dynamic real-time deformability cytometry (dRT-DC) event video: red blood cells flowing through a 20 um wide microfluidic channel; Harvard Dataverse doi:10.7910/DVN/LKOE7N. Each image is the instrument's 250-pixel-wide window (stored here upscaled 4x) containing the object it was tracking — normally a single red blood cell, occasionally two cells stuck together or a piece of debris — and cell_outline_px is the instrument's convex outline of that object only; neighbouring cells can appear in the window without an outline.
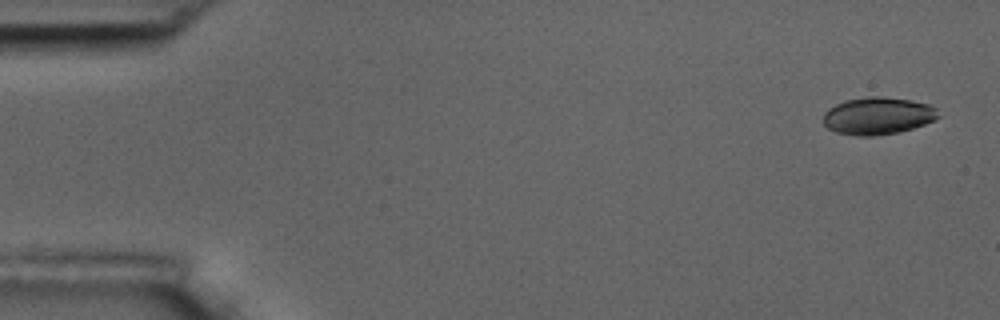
{"species": "common noctule bat (a hibernating species)", "species_latin": "Nyctalus noctula", "temperature_condition": "room temperature", "stored_images_in_passage": 6, "camera_frame_rate_fps": 3000, "um_per_image_px": 0.085, "animal": {"sex": "male", "body_mass_g": 17.5, "forearm_length_mm": 52.3}, "frame": {"image": 1, "passage_image": 1, "time_ms": 0.0, "image_size_px": [1000, 320], "cell_outline_px": [[940, 116], [924, 124], [900, 132], [872, 136], [860, 136], [836, 132], [828, 128], [824, 124], [824, 112], [828, 108], [844, 100], [868, 96], [884, 96], [912, 100], [928, 104], [936, 108]], "centroid_in_image_um": [74.6, 9.83], "position_along_channel_um": 10.4, "area_um2": 25.09}}
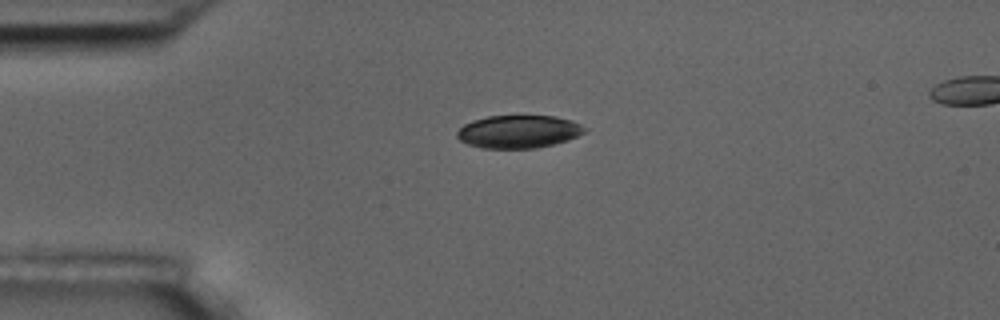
{"frame": {"image": 2, "passage_image": 4, "time_ms": 3.667, "image_size_px": [1000, 320], "cell_outline_px": [[588, 128], [584, 132], [568, 140], [536, 148], [484, 148], [468, 144], [460, 140], [456, 136], [456, 132], [464, 124], [472, 120], [488, 116], [556, 116], [572, 120]], "centroid_in_image_um": [44.07, 11.18], "position_along_channel_um": 40.9, "area_um2": 24.39}}